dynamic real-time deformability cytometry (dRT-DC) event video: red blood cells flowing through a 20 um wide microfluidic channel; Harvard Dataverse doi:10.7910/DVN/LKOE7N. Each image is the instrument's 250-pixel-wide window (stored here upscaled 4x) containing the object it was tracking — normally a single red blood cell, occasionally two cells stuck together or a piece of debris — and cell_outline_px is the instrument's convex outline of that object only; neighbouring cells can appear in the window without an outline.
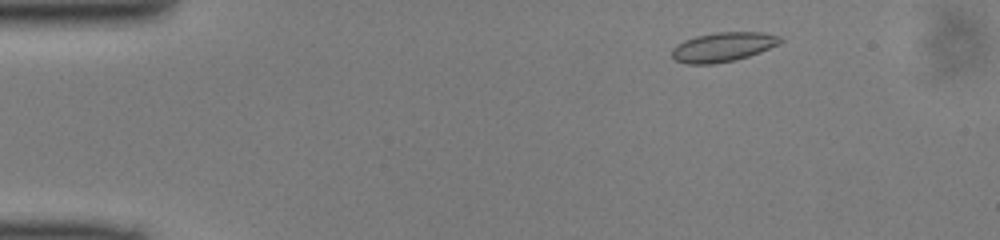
{"species": "common noctule bat (a hibernating species)", "species_latin": "Nyctalus noctula", "temperature_condition": "cold", "stored_images_in_passage": 46, "camera_frame_rate_fps": 3000, "um_per_image_px": 0.085, "animal": {"sex": "male", "body_mass_g": 13.0, "forearm_length_mm": 53.1}, "frame": {"image": 1, "passage_image": 4, "time_ms": 1.0, "image_size_px": [1000, 240], "cell_outline_px": [[784, 40], [760, 52], [748, 56], [732, 60], [712, 64], [688, 64], [676, 60], [672, 56], [672, 48], [676, 44], [684, 40], [696, 36], [716, 32], [760, 32], [780, 36]], "centroid_in_image_um": [61.42, 3.98], "position_along_channel_um": 23.6, "area_um2": 18.32}}
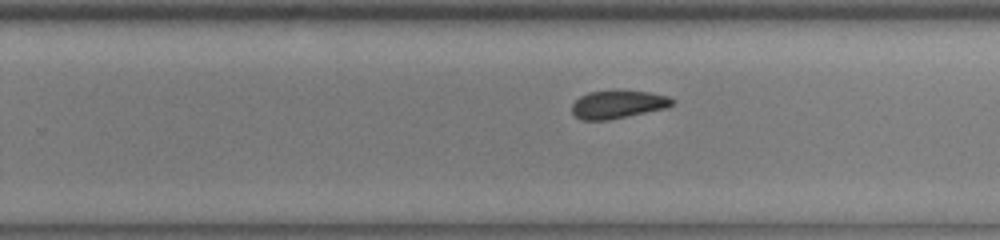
{"frame": {"image": 2, "passage_image": 28, "time_ms": 9.0, "image_size_px": [1000, 240], "cell_outline_px": [[676, 104], [668, 108], [608, 120], [580, 120], [572, 112], [572, 104], [580, 96], [588, 92], [612, 88], [620, 88], [648, 92], [668, 96], [676, 100]], "centroid_in_image_um": [52.56, 8.83], "position_along_channel_um": 277.2, "area_um2": 17.17}}
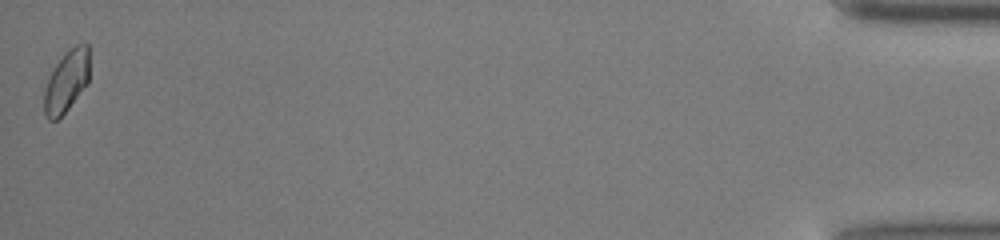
{"frame": {"image": 3, "passage_image": 46, "time_ms": 15.0, "image_size_px": [1000, 240], "cell_outline_px": [[88, 84], [68, 108], [56, 120], [48, 120], [44, 112], [44, 92], [48, 80], [56, 64], [64, 52], [68, 48], [76, 44], [88, 44]], "centroid_in_image_um": [5.65, 6.89], "position_along_channel_um": 429.5, "area_um2": 16.13}}